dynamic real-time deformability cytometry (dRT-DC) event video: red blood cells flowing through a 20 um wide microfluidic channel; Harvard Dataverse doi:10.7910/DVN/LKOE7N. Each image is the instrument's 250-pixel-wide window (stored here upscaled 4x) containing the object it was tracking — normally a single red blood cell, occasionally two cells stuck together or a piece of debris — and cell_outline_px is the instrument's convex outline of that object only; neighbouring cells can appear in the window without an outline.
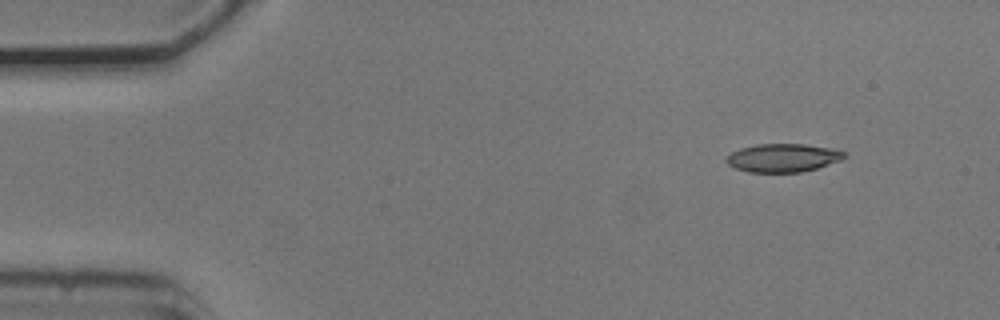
{"species": "common noctule bat (a hibernating species)", "species_latin": "Nyctalus noctula", "temperature_condition": "cold", "stored_images_in_passage": 49, "camera_frame_rate_fps": 3000, "um_per_image_px": 0.085, "animal": {"sex": "male", "body_mass_g": 20.5, "forearm_length_mm": 52.5}, "frame": {"image": 1, "passage_image": 1, "time_ms": 0.0, "image_size_px": [1000, 320], "cell_outline_px": [[848, 156], [840, 160], [816, 168], [800, 172], [748, 172], [736, 168], [728, 164], [728, 156], [732, 152], [740, 148], [756, 144], [804, 144], [840, 148], [848, 152]], "centroid_in_image_um": [66.65, 13.39], "position_along_channel_um": 18.4, "area_um2": 19.59}}
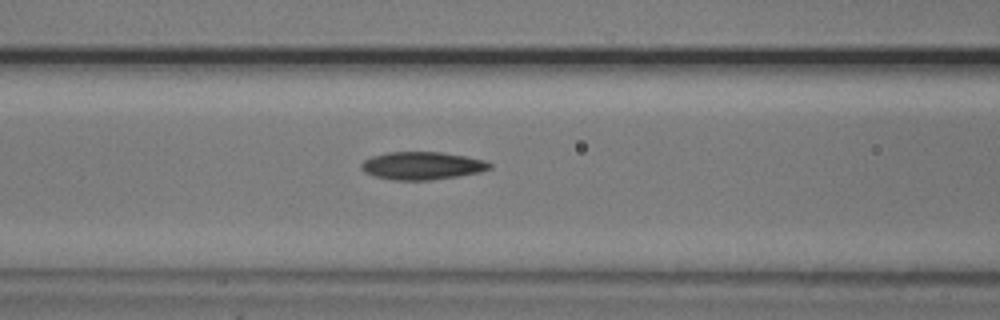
{"frame": {"image": 2, "passage_image": 17, "time_ms": 5.333, "image_size_px": [1000, 320], "cell_outline_px": [[492, 168], [480, 172], [432, 180], [392, 180], [376, 176], [364, 172], [360, 168], [360, 164], [364, 160], [372, 156], [388, 152], [440, 152], [464, 156], [484, 160], [492, 164]], "centroid_in_image_um": [35.86, 14.08], "position_along_channel_um": 130.7, "area_um2": 20.75}}
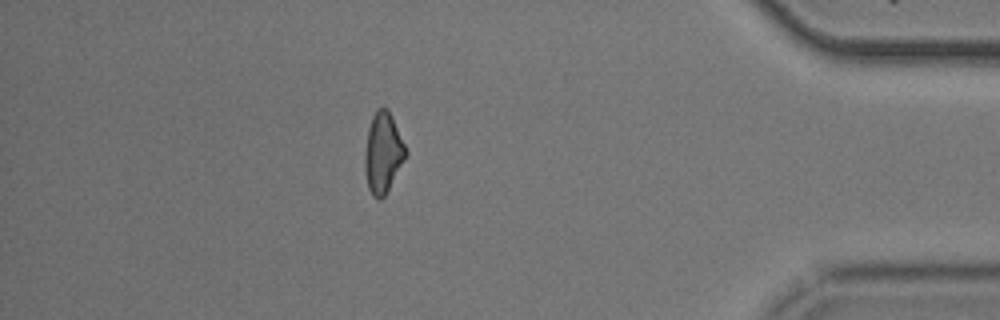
{"frame": {"image": 3, "passage_image": 42, "time_ms": 13.667, "image_size_px": [1000, 320], "cell_outline_px": [[408, 152], [404, 160], [384, 196], [380, 200], [376, 200], [372, 196], [368, 188], [364, 168], [364, 152], [368, 128], [372, 116], [376, 108], [388, 108], [392, 116]], "centroid_in_image_um": [32.53, 12.98], "position_along_channel_um": 402.7, "area_um2": 19.25}, "authors_computed_cell_mechanics": {"area_um2": 19.9988, "velocity_mm_per_s": 3.7607, "shape_relaxation_time_tau1_ms": 3.5441, "shape_relaxation_time_tau2_ms": 9.7791, "deformation_change_tau1": 0.1035, "deformation_change_tau2": 0.2015}}